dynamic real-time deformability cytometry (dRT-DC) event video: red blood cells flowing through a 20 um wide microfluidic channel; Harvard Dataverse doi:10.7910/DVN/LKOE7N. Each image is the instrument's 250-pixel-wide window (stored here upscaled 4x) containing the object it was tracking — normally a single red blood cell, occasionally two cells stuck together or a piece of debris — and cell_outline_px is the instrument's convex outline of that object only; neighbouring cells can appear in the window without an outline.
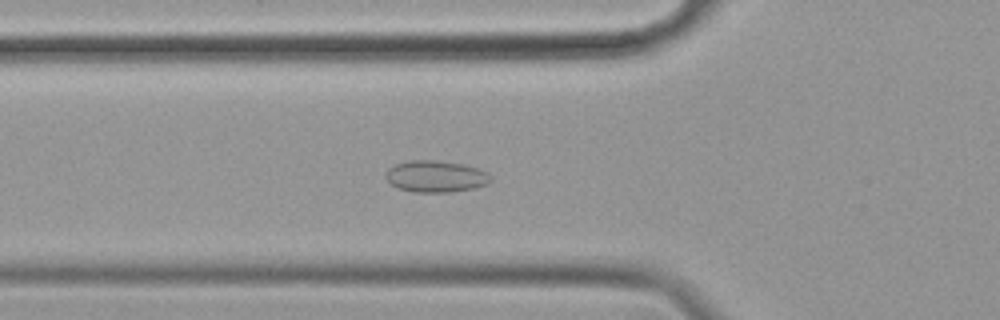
{"species": "common noctule bat (a hibernating species)", "species_latin": "Nyctalus noctula", "temperature_condition": "cold", "stored_images_in_passage": 57, "camera_frame_rate_fps": 3000, "um_per_image_px": 0.085, "animal": {"sex": "female", "body_mass_g": 19.9}, "frame": {"image": 1, "passage_image": 19, "time_ms": 6.0, "image_size_px": [1000, 320], "cell_outline_px": [[492, 180], [488, 184], [472, 188], [448, 192], [412, 192], [400, 188], [392, 184], [388, 180], [388, 168], [392, 164], [408, 160], [436, 160], [464, 164], [488, 172]], "centroid_in_image_um": [37.05, 14.98], "position_along_channel_um": 88.7, "area_um2": 19.25}}
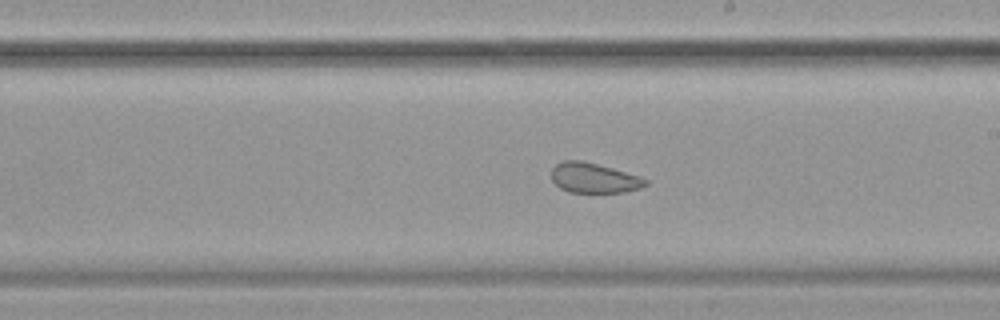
{"frame": {"image": 2, "passage_image": 32, "time_ms": 10.333, "image_size_px": [1000, 320], "cell_outline_px": [[648, 184], [640, 188], [624, 192], [568, 192], [560, 188], [552, 180], [552, 168], [556, 164], [564, 160], [584, 160], [640, 176], [648, 180]], "centroid_in_image_um": [50.48, 15.12], "position_along_channel_um": 238.5, "area_um2": 16.47}}
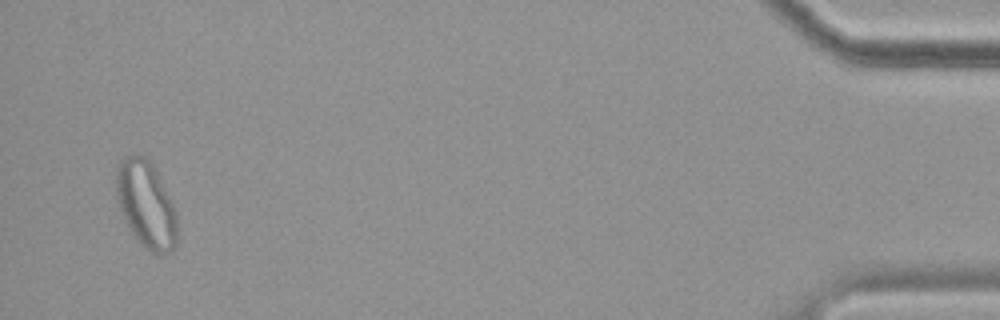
{"frame": {"image": 3, "passage_image": 55, "time_ms": 18.0, "image_size_px": [1000, 320], "cell_outline_px": [[176, 244], [164, 256], [160, 256], [144, 248], [140, 244], [124, 220], [116, 196], [116, 168], [120, 160], [128, 156], [144, 156], [152, 164], [176, 212]], "centroid_in_image_um": [12.39, 17.42], "position_along_channel_um": 422.8, "area_um2": 30.4}, "authors_computed_cell_mechanics": {"area_um2": 22.0218, "velocity_mm_per_s": 3.4628, "shape_relaxation_time_tau1_ms": null, "shape_relaxation_time_tau2_ms": 1.8217, "deformation_change_tau1": null, "deformation_change_tau2": 0.0706}}